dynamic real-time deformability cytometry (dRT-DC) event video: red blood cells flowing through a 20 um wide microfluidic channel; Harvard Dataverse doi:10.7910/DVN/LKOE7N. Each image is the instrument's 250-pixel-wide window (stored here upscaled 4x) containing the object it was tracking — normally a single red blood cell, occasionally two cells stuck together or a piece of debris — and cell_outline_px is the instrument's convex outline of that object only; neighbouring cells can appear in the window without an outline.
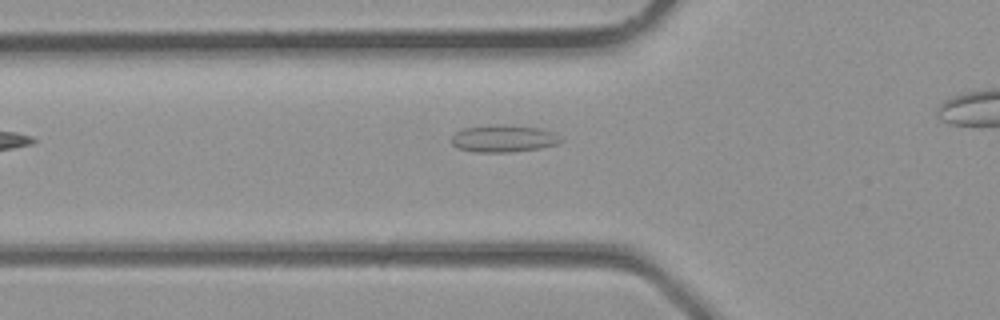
{"species": "common noctule bat (a hibernating species)", "species_latin": "Nyctalus noctula", "temperature_condition": "room temperature", "stored_images_in_passage": 4, "camera_frame_rate_fps": 3000, "um_per_image_px": 0.085, "animal": {"sex": "male", "body_mass_g": 23.1, "forearm_length_mm": 52.7}, "frame": {"image": 1, "passage_image": 3, "time_ms": 0.667, "image_size_px": [1000, 320], "cell_outline_px": [[564, 140], [556, 144], [540, 148], [512, 152], [472, 152], [456, 148], [452, 144], [452, 136], [456, 132], [464, 128], [536, 128], [556, 132]], "centroid_in_image_um": [42.82, 11.85], "position_along_channel_um": 83.0, "area_um2": 16.3}}